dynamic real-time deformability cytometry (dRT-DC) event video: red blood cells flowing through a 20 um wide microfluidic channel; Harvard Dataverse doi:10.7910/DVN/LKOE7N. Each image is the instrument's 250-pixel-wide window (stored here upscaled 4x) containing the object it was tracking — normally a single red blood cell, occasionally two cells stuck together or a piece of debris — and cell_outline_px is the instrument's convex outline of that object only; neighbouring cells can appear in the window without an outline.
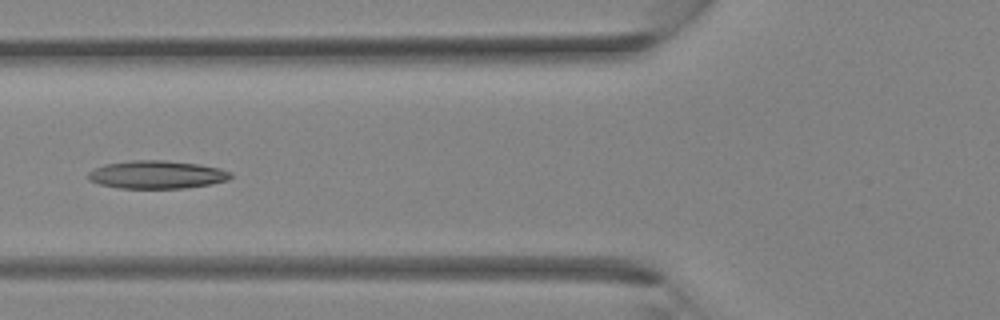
{"species": "Egyptian fruit bat (a non-hibernating species)", "species_latin": "Rousettus aegyptiacus", "temperature_condition": "room temperature", "stored_images_in_passage": 16, "camera_frame_rate_fps": 3000, "um_per_image_px": 0.085, "animal": {"sex": "female"}, "frame": {"image": 1, "passage_image": 14, "time_ms": 4.333, "image_size_px": [1000, 320], "cell_outline_px": [[232, 176], [228, 180], [208, 184], [184, 188], [120, 188], [100, 184], [88, 180], [88, 172], [104, 164], [132, 160], [164, 160], [200, 164], [220, 168], [232, 172]], "centroid_in_image_um": [13.33, 14.83], "position_along_channel_um": 112.5, "area_um2": 23.24}}